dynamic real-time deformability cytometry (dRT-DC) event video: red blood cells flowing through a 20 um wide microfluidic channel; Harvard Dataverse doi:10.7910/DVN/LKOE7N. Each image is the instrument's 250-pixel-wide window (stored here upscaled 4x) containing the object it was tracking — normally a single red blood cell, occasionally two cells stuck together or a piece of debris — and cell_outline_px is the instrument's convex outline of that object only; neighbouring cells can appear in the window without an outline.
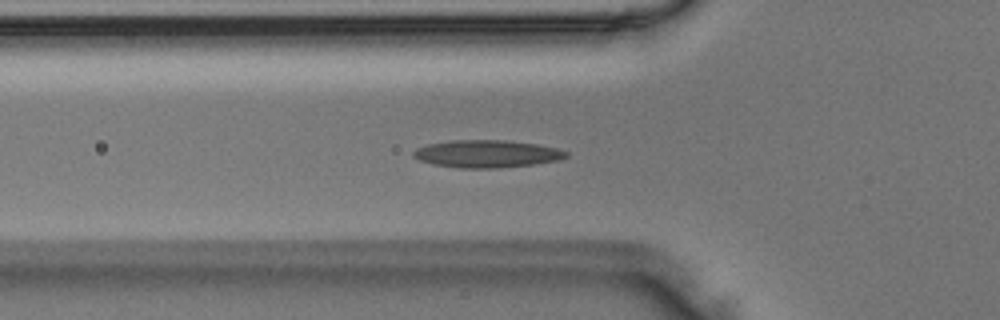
{"species": "Egyptian fruit bat (a non-hibernating species)", "species_latin": "Rousettus aegyptiacus", "temperature_condition": "room temperature", "stored_images_in_passage": 44, "camera_frame_rate_fps": 3000, "um_per_image_px": 0.085, "animal": {"sex": "male"}, "frame": {"image": 1, "passage_image": 11, "time_ms": 3.333, "image_size_px": [1000, 320], "cell_outline_px": [[568, 156], [556, 160], [532, 164], [496, 168], [460, 168], [432, 164], [420, 160], [412, 156], [412, 152], [416, 148], [428, 144], [452, 140], [504, 140], [536, 144], [556, 148], [568, 152]], "centroid_in_image_um": [41.33, 13.07], "position_along_channel_um": 84.5, "area_um2": 24.28}}
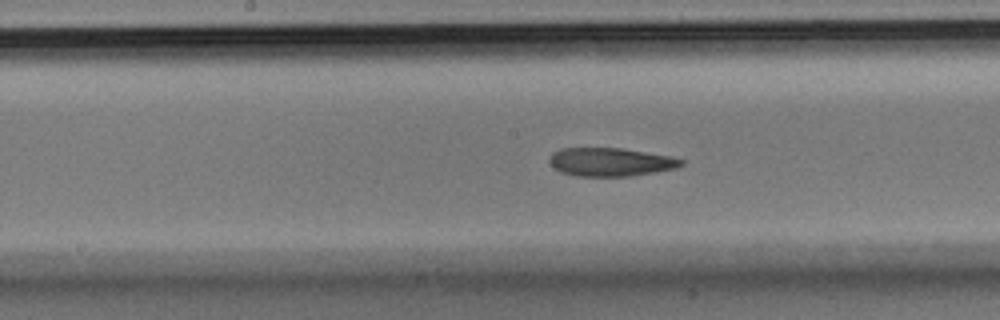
{"frame": {"image": 2, "passage_image": 19, "time_ms": 6.0, "image_size_px": [1000, 320], "cell_outline_px": [[684, 164], [676, 168], [656, 172], [632, 176], [576, 176], [560, 172], [548, 160], [552, 152], [560, 148], [624, 148], [668, 156], [684, 160]], "centroid_in_image_um": [51.89, 13.77], "position_along_channel_um": 196.3, "area_um2": 21.85}}
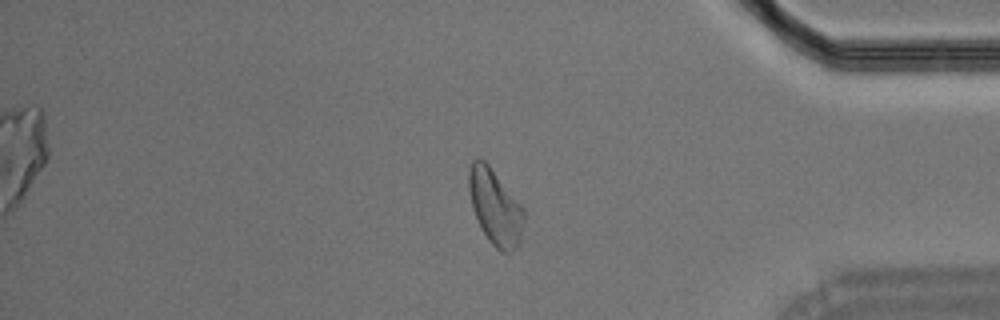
{"frame": {"image": 3, "passage_image": 35, "time_ms": 11.333, "image_size_px": [1000, 320], "cell_outline_px": [[524, 220], [520, 244], [512, 252], [500, 252], [488, 240], [480, 228], [472, 208], [468, 188], [468, 172], [472, 160], [476, 156], [484, 160], [488, 164], [524, 208]], "centroid_in_image_um": [42.08, 17.61], "position_along_channel_um": 393.1, "area_um2": 24.51}}